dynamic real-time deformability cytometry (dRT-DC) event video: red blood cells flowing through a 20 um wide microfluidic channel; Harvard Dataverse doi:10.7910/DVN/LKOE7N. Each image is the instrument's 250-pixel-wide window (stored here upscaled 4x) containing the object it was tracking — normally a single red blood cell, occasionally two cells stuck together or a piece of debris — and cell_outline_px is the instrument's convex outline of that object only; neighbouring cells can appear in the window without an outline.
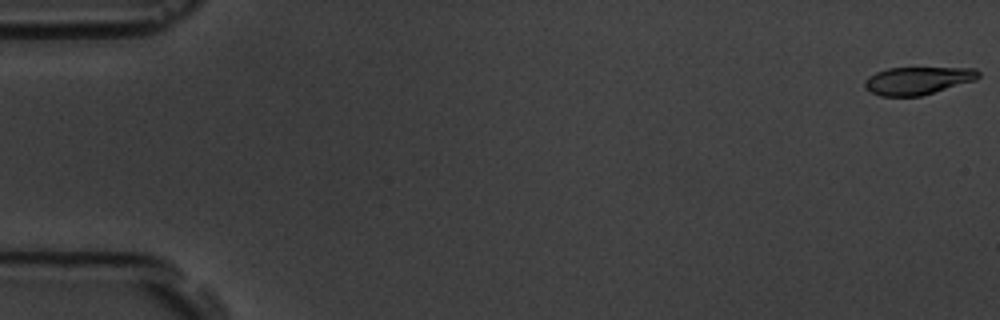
{"species": "common noctule bat (a hibernating species)", "species_latin": "Nyctalus noctula", "temperature_condition": "room temperature", "stored_images_in_passage": 7, "camera_frame_rate_fps": 3000, "um_per_image_px": 0.085, "animal": {"sex": "male", "body_mass_g": 19.5, "forearm_length_mm": 54.6}, "frame": {"image": 1, "passage_image": 1, "time_ms": 0.0, "image_size_px": [1000, 320], "cell_outline_px": [[980, 76], [976, 80], [920, 96], [880, 96], [864, 88], [864, 80], [868, 76], [876, 72], [888, 68], [976, 68], [980, 72]], "centroid_in_image_um": [77.99, 6.85], "position_along_channel_um": 7.0, "area_um2": 18.38}}
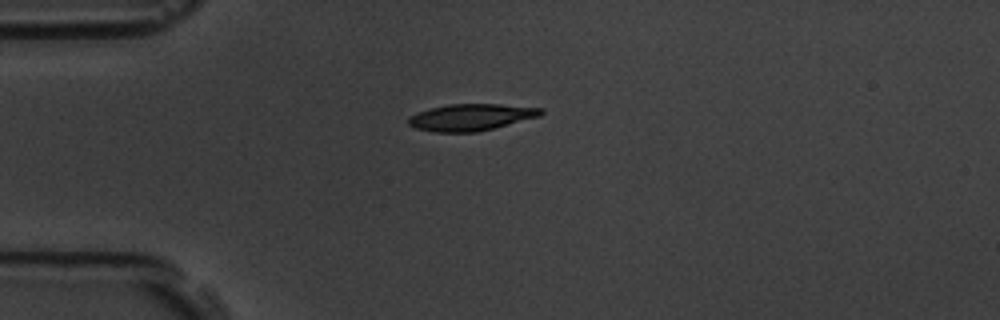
{"frame": {"image": 2, "passage_image": 5, "time_ms": 4.667, "image_size_px": [1000, 320], "cell_outline_px": [[544, 112], [540, 116], [476, 132], [436, 132], [416, 128], [408, 124], [408, 116], [416, 112], [448, 104], [500, 104], [544, 108]], "centroid_in_image_um": [40.02, 9.95], "position_along_channel_um": 45.0, "area_um2": 20.52}}
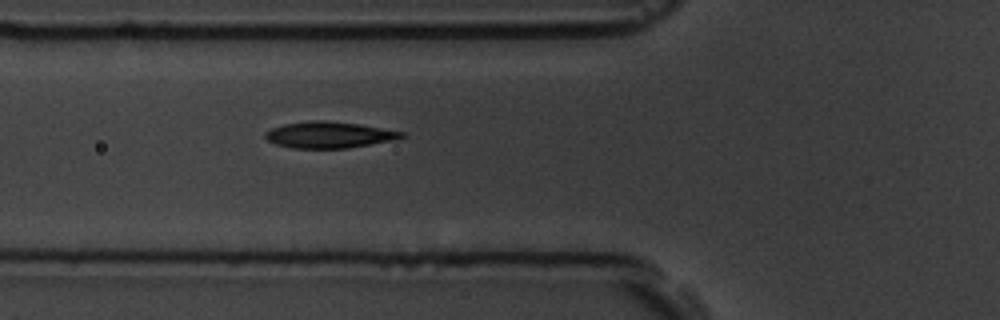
{"frame": {"image": 3, "passage_image": 7, "time_ms": 6.667, "image_size_px": [1000, 320], "cell_outline_px": [[408, 136], [396, 140], [348, 148], [292, 148], [276, 144], [268, 140], [264, 136], [264, 132], [272, 128], [284, 124], [308, 120], [324, 120], [360, 124], [404, 132]], "centroid_in_image_um": [28.0, 11.46], "position_along_channel_um": 97.8, "area_um2": 21.1}}